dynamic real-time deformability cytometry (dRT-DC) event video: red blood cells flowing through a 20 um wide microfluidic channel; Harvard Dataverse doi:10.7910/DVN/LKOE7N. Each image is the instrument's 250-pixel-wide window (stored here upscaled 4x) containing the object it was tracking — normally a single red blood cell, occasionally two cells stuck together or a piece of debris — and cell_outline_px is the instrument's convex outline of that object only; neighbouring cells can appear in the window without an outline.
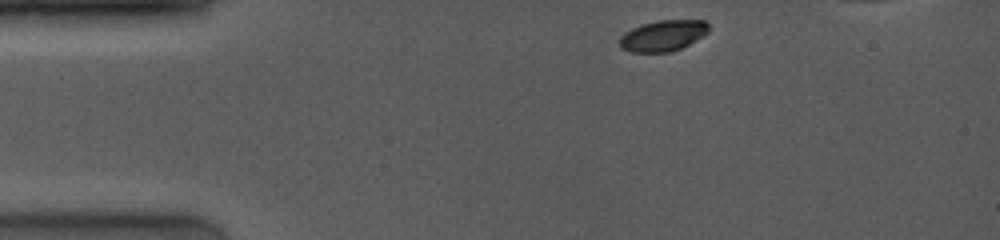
{"species": "common noctule bat (a hibernating species)", "species_latin": "Nyctalus noctula", "temperature_condition": "room temperature", "stored_images_in_passage": 51, "camera_frame_rate_fps": 4000, "um_per_image_px": 0.085, "animal": {"sex": "female", "body_mass_g": 19.0, "forearm_length_mm": 53.3}, "frame": {"image": 1, "passage_image": 1, "time_ms": 0.0, "image_size_px": [1000, 240], "cell_outline_px": [[712, 28], [704, 36], [672, 52], [628, 52], [620, 48], [620, 36], [624, 32], [640, 24], [656, 20], [704, 20]], "centroid_in_image_um": [56.35, 3.02], "position_along_channel_um": 28.6, "area_um2": 16.36}}
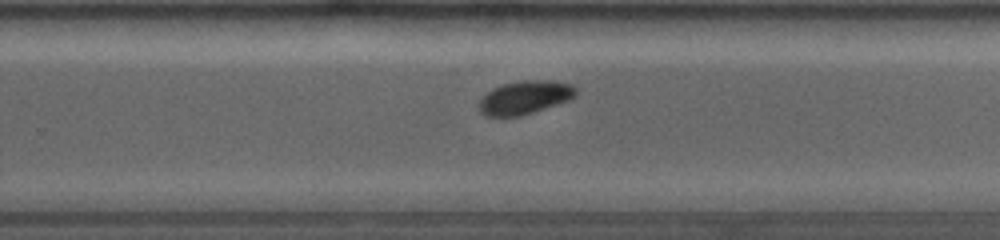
{"frame": {"image": 2, "passage_image": 32, "time_ms": 7.75, "image_size_px": [1000, 240], "cell_outline_px": [[576, 96], [568, 100], [520, 116], [484, 116], [480, 112], [480, 100], [492, 88], [504, 84], [520, 80], [552, 80], [572, 84], [576, 88]], "centroid_in_image_um": [44.62, 8.27], "position_along_channel_um": 285.2, "area_um2": 18.67}}
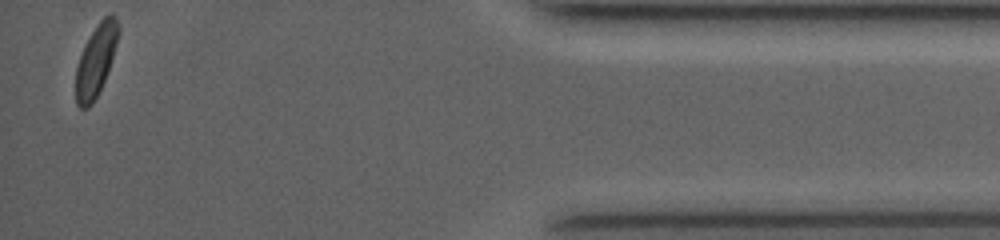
{"frame": {"image": 3, "passage_image": 51, "time_ms": 12.5, "image_size_px": [1000, 240], "cell_outline_px": [[120, 32], [104, 80], [92, 104], [88, 108], [80, 108], [76, 104], [76, 68], [80, 56], [92, 32], [100, 20], [104, 16], [116, 16], [120, 28]], "centroid_in_image_um": [8.15, 5.14], "position_along_channel_um": 427.0, "area_um2": 17.17}, "authors_computed_cell_mechanics": {"area_um2": 18.3804, "velocity_mm_per_s": 4.0781, "shape_relaxation_time_tau1_ms": 1.7265, "shape_relaxation_time_tau2_ms": null, "deformation_change_tau1": 0.0895, "deformation_change_tau2": null}}